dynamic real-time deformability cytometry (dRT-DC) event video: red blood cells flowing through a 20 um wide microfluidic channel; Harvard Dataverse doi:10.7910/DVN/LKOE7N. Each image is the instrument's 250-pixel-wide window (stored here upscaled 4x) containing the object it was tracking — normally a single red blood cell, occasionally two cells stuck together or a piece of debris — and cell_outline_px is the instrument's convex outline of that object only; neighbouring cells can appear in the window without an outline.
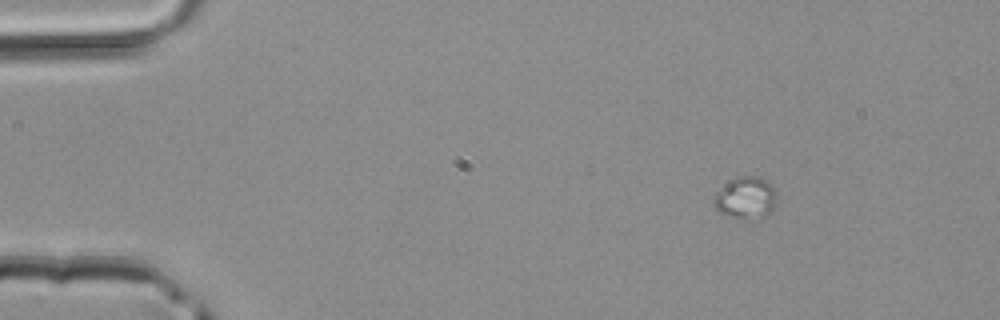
{"species": "common noctule bat (a hibernating species)", "species_latin": "Nyctalus noctula", "temperature_condition": "room temperature", "stored_images_in_passage": 4, "segment_of_instrument_passage": [2, 2], "camera_frame_rate_fps": 3000, "um_per_image_px": 0.085, "animal": {"sex": "male", "body_mass_g": 20.4}, "frame": {"image": 1, "passage_image": 4, "time_ms": 1.0, "image_size_px": [1000, 320], "cell_outline_px": [[772, 208], [764, 220], [760, 220], [732, 216], [720, 212], [712, 204], [716, 192], [732, 180], [740, 176], [756, 176], [764, 180], [772, 188]], "centroid_in_image_um": [63.33, 16.85], "position_along_channel_um": 21.7, "area_um2": 14.62}}